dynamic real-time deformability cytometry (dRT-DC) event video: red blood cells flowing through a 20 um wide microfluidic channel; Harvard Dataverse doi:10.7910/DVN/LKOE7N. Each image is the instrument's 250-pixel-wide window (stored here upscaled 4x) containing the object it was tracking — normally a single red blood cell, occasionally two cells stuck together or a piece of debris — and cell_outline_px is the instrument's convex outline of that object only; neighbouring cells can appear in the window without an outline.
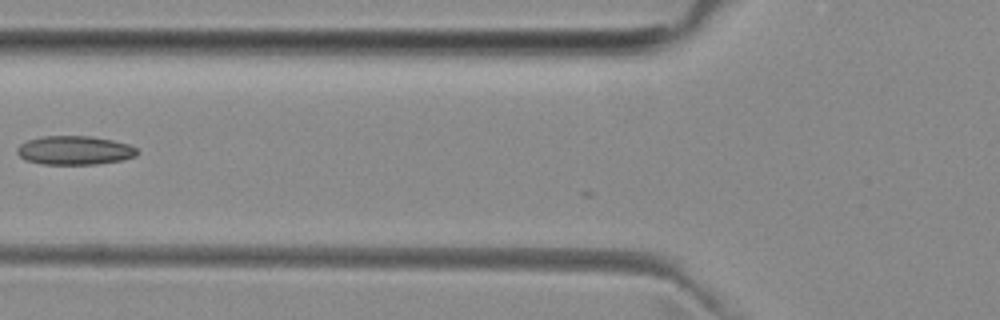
{"species": "common noctule bat (a hibernating species)", "species_latin": "Nyctalus noctula", "temperature_condition": "room temperature", "stored_images_in_passage": 5, "camera_frame_rate_fps": 3000, "um_per_image_px": 0.085, "animal": {"sex": "female", "body_mass_g": 29.2, "forearm_length_mm": 56.3}, "frame": {"image": 1, "passage_image": 3, "time_ms": 2.333, "image_size_px": [1000, 320], "cell_outline_px": [[140, 152], [136, 156], [120, 160], [96, 164], [44, 164], [24, 160], [16, 152], [16, 148], [20, 144], [28, 140], [40, 136], [92, 136], [112, 140], [128, 144], [136, 148]], "centroid_in_image_um": [6.32, 12.77], "position_along_channel_um": 119.5, "area_um2": 20.23}}
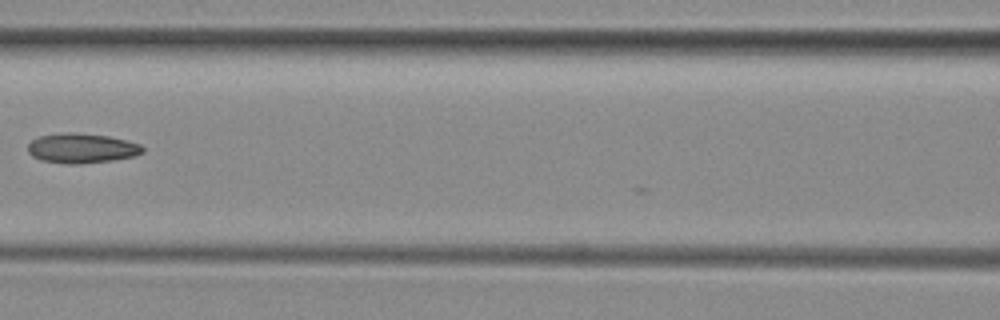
{"frame": {"image": 2, "passage_image": 4, "time_ms": 3.333, "image_size_px": [1000, 320], "cell_outline_px": [[144, 152], [136, 156], [112, 160], [80, 164], [64, 164], [40, 160], [32, 156], [28, 152], [28, 144], [32, 140], [40, 136], [64, 132], [76, 132], [108, 136], [140, 144], [144, 148]], "centroid_in_image_um": [6.93, 12.6], "position_along_channel_um": 159.7, "area_um2": 20.06}}
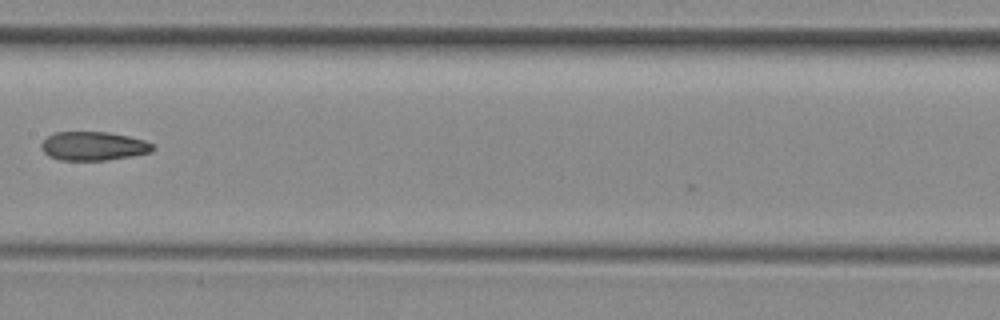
{"frame": {"image": 3, "passage_image": 5, "time_ms": 4.333, "image_size_px": [1000, 320], "cell_outline_px": [[156, 148], [152, 152], [132, 156], [104, 160], [60, 160], [48, 156], [40, 148], [40, 144], [48, 136], [56, 132], [108, 132], [128, 136], [144, 140], [152, 144]], "centroid_in_image_um": [7.94, 12.42], "position_along_channel_um": 199.5, "area_um2": 18.73}}